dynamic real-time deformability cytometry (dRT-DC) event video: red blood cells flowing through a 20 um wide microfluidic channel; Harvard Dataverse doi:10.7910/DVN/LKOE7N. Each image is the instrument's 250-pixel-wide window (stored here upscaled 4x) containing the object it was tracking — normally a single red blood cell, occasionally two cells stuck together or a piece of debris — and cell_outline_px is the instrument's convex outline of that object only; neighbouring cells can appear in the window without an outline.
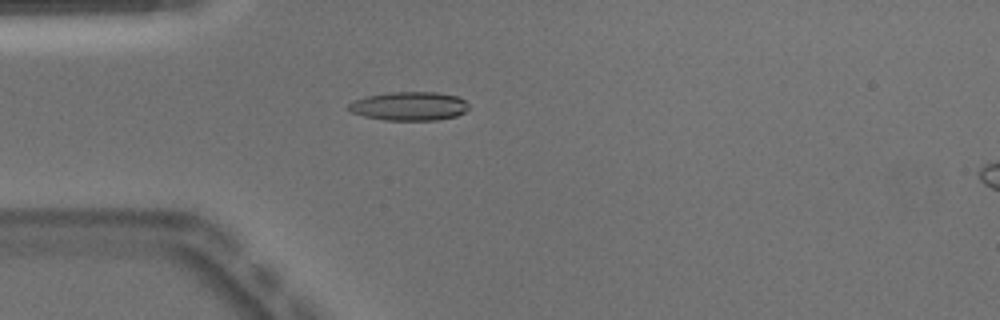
{"species": "Egyptian fruit bat (a non-hibernating species)", "species_latin": "Rousettus aegyptiacus", "temperature_condition": "warm", "stored_images_in_passage": 39, "camera_frame_rate_fps": 3000, "um_per_image_px": 0.085, "animal": {"sex": "male"}, "frame": {"image": 1, "passage_image": 2, "time_ms": 0.333, "image_size_px": [1000, 320], "cell_outline_px": [[468, 108], [464, 112], [456, 116], [436, 120], [384, 120], [364, 116], [352, 112], [348, 108], [348, 104], [352, 100], [364, 96], [388, 92], [436, 92], [456, 96], [464, 100], [468, 104]], "centroid_in_image_um": [34.75, 9.01], "position_along_channel_um": 50.3, "area_um2": 20.17}}
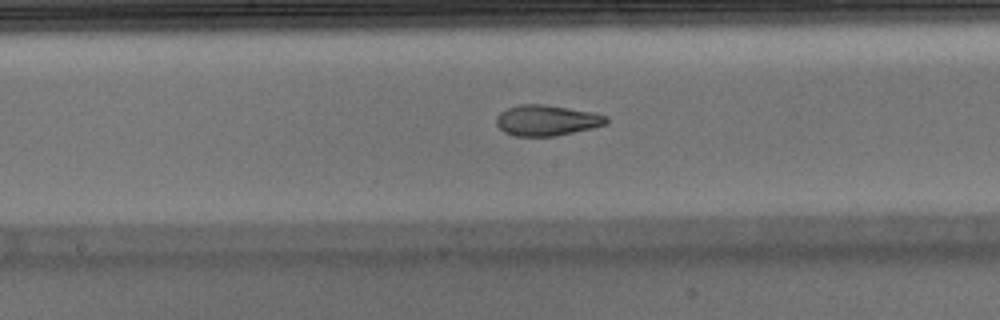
{"frame": {"image": 2, "passage_image": 14, "time_ms": 4.333, "image_size_px": [1000, 320], "cell_outline_px": [[608, 124], [592, 128], [556, 136], [516, 136], [504, 132], [496, 124], [496, 116], [500, 112], [508, 108], [520, 104], [544, 104], [592, 112], [608, 116]], "centroid_in_image_um": [46.47, 10.23], "position_along_channel_um": 201.7, "area_um2": 19.71}}
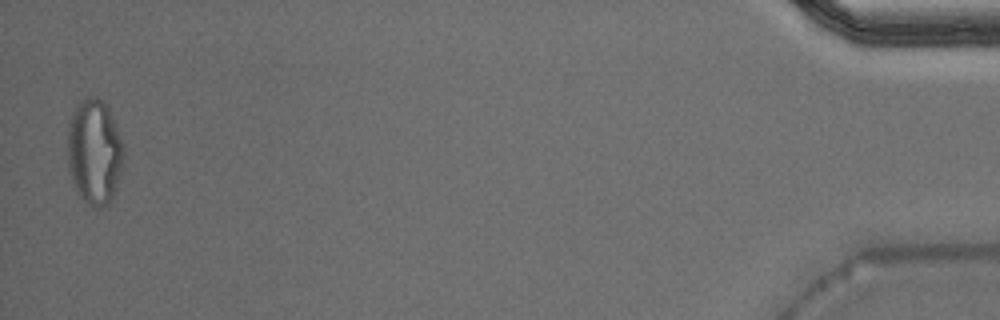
{"frame": {"image": 3, "passage_image": 38, "time_ms": 12.333, "image_size_px": [1000, 320], "cell_outline_px": [[124, 156], [112, 196], [108, 204], [100, 208], [84, 200], [80, 196], [72, 180], [68, 168], [68, 124], [72, 112], [76, 104], [80, 100], [88, 96], [96, 96], [108, 104], [124, 148]], "centroid_in_image_um": [8.01, 12.82], "position_along_channel_um": 427.2, "area_um2": 34.22}, "authors_computed_cell_mechanics": {"area_um2": 20.2878, "velocity_mm_per_s": 3.9831, "shape_relaxation_time_tau1_ms": null, "shape_relaxation_time_tau2_ms": 1.6151, "deformation_change_tau1": null, "deformation_change_tau2": 0.092}}